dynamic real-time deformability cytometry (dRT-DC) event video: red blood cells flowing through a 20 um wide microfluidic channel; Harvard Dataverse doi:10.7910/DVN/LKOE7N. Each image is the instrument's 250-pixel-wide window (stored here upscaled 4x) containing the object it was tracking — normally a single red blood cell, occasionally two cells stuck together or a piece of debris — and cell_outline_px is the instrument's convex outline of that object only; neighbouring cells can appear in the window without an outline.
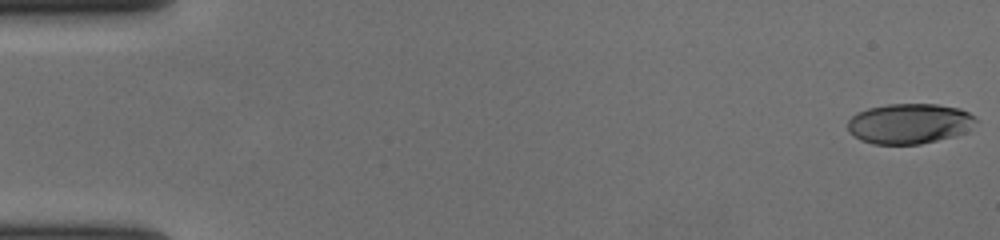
{"species": "human", "species_latin": "Homo sapiens", "temperature_condition": "cold", "stored_images_in_passage": 16, "camera_frame_rate_fps": 3000, "um_per_image_px": 0.085, "donor": {"sex": "female"}, "frame": {"image": 1, "passage_image": 1, "time_ms": 0.0, "image_size_px": [1000, 240], "cell_outline_px": [[976, 120], [964, 132], [956, 136], [920, 144], [872, 144], [860, 140], [848, 132], [848, 120], [856, 112], [868, 108], [888, 104], [936, 104], [960, 108], [976, 116]], "centroid_in_image_um": [77.26, 10.5], "position_along_channel_um": 7.7, "area_um2": 30.17}}